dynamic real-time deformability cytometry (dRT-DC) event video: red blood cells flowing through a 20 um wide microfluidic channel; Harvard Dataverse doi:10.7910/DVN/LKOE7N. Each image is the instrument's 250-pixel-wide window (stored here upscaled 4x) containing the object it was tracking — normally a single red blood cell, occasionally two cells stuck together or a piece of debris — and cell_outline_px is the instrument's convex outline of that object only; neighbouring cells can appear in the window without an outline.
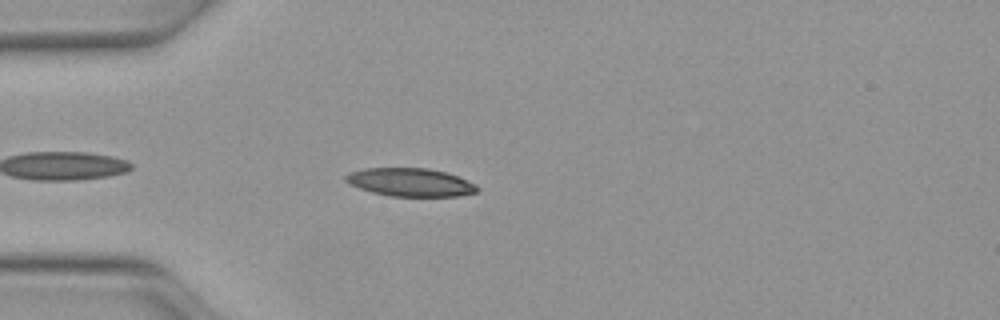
{"species": "Egyptian fruit bat (a non-hibernating species)", "species_latin": "Rousettus aegyptiacus", "temperature_condition": "warm", "stored_images_in_passage": 35, "camera_frame_rate_fps": 3000, "um_per_image_px": 0.085, "animal": {"sex": "female"}, "frame": {"image": 1, "passage_image": 1, "time_ms": 0.0, "image_size_px": [1000, 320], "cell_outline_px": [[480, 188], [476, 192], [460, 196], [392, 196], [372, 192], [360, 188], [344, 180], [344, 176], [352, 172], [364, 168], [428, 168], [448, 172], [476, 184]], "centroid_in_image_um": [34.92, 15.49], "position_along_channel_um": 50.1, "area_um2": 21.56}}
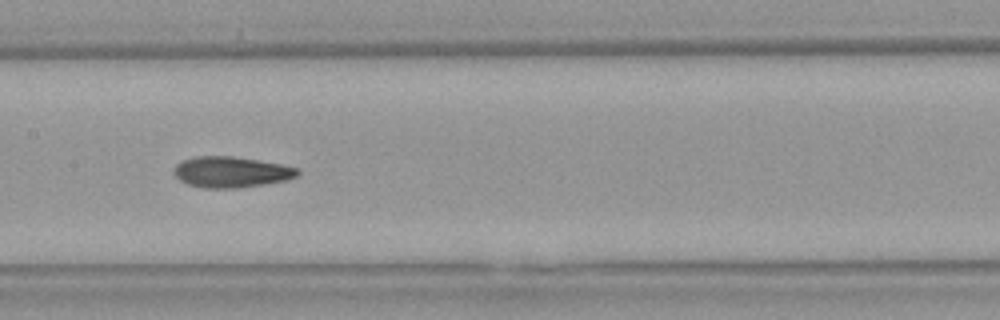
{"frame": {"image": 2, "passage_image": 12, "time_ms": 3.667, "image_size_px": [1000, 320], "cell_outline_px": [[300, 172], [296, 176], [284, 180], [236, 188], [204, 188], [188, 184], [180, 180], [172, 172], [176, 164], [184, 160], [196, 156], [232, 156], [280, 164], [300, 168]], "centroid_in_image_um": [19.61, 14.61], "position_along_channel_um": 187.8, "area_um2": 21.96}}
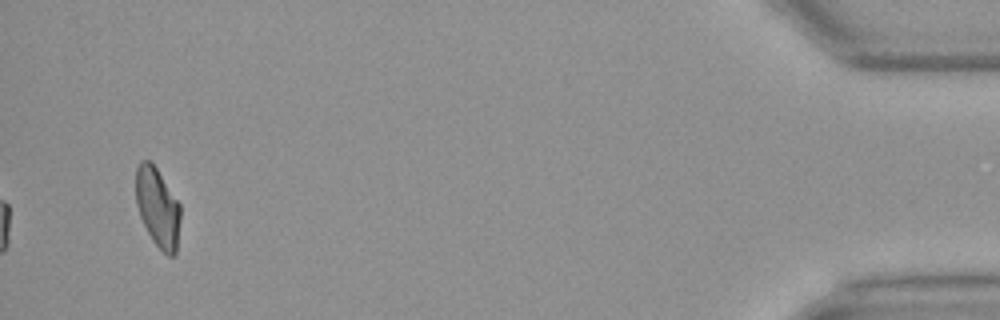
{"frame": {"image": 3, "passage_image": 35, "time_ms": 11.333, "image_size_px": [1000, 320], "cell_outline_px": [[180, 220], [176, 252], [172, 256], [168, 256], [152, 240], [140, 216], [136, 204], [136, 168], [140, 160], [152, 160], [180, 204]], "centroid_in_image_um": [13.4, 17.59], "position_along_channel_um": 421.8, "area_um2": 20.63}, "authors_computed_cell_mechanics": {"area_um2": 21.6172, "velocity_mm_per_s": 4.1086, "shape_relaxation_time_tau1_ms": 10.1803, "shape_relaxation_time_tau2_ms": 2.4507, "deformation_change_tau1": 0.2479, "deformation_change_tau2": 0.0924}}